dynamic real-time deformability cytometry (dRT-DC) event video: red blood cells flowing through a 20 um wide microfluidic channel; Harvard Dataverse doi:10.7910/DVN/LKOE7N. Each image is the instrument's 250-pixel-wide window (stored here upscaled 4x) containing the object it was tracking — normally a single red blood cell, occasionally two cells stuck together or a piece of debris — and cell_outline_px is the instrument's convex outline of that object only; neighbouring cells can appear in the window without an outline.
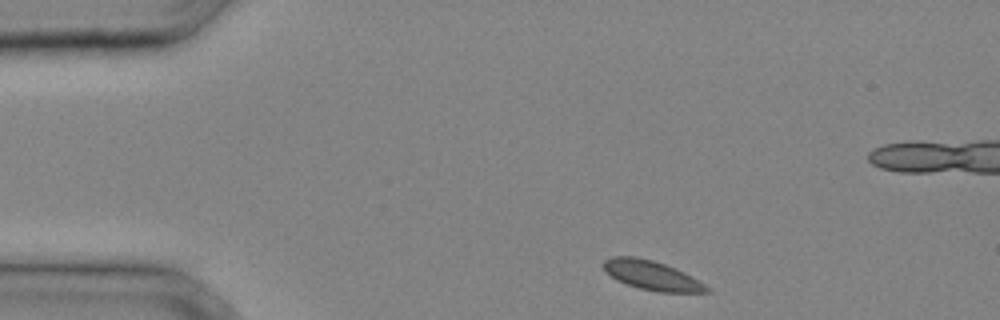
{"species": "common noctule bat (a hibernating species)", "species_latin": "Nyctalus noctula", "temperature_condition": "cold", "stored_images_in_passage": 27, "camera_frame_rate_fps": 3000, "um_per_image_px": 0.085, "animal": {"sex": "male", "body_mass_g": 20.4}, "frame": {"image": 1, "passage_image": 1, "time_ms": 0.0, "image_size_px": [1000, 320], "cell_outline_px": [[708, 292], [656, 292], [640, 288], [616, 280], [600, 264], [604, 260], [612, 256], [636, 256], [652, 260], [676, 268], [684, 272], [704, 284], [708, 288]], "centroid_in_image_um": [55.36, 23.39], "position_along_channel_um": 29.6, "area_um2": 17.4}}
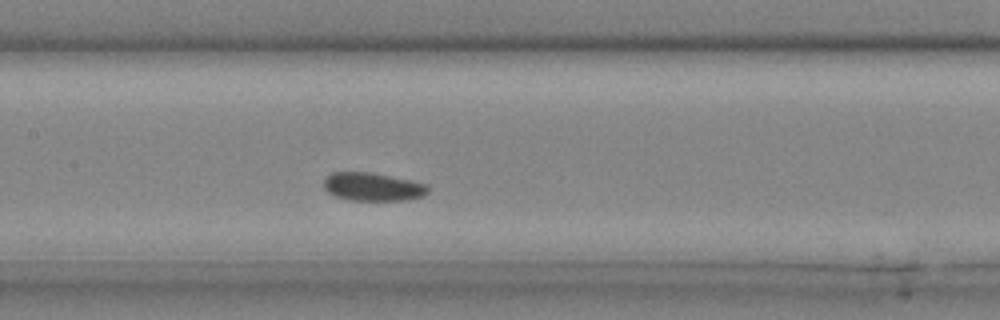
{"frame": {"image": 2, "passage_image": 12, "time_ms": 3.667, "image_size_px": [1000, 320], "cell_outline_px": [[428, 192], [424, 196], [404, 200], [348, 200], [336, 196], [328, 192], [324, 188], [324, 180], [332, 172], [372, 172], [428, 184]], "centroid_in_image_um": [31.69, 15.87], "position_along_channel_um": 175.7, "area_um2": 17.11}}
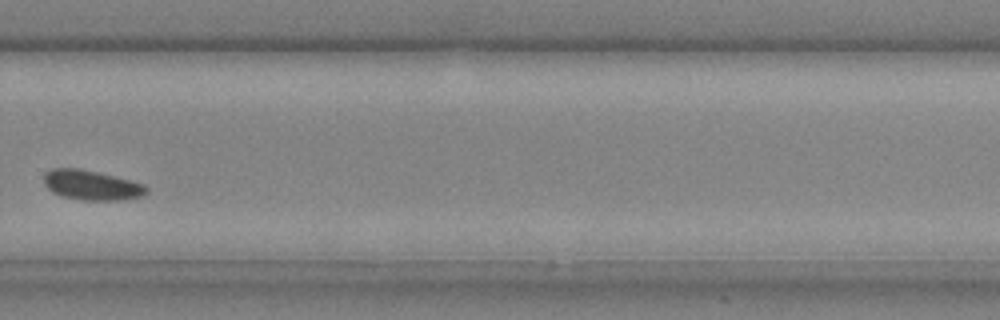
{"frame": {"image": 3, "passage_image": 20, "time_ms": 6.333, "image_size_px": [1000, 320], "cell_outline_px": [[148, 192], [140, 196], [120, 200], [84, 200], [64, 196], [52, 192], [44, 184], [44, 176], [52, 168], [80, 168], [144, 184], [148, 188]], "centroid_in_image_um": [7.77, 15.74], "position_along_channel_um": 322.0, "area_um2": 17.46}}